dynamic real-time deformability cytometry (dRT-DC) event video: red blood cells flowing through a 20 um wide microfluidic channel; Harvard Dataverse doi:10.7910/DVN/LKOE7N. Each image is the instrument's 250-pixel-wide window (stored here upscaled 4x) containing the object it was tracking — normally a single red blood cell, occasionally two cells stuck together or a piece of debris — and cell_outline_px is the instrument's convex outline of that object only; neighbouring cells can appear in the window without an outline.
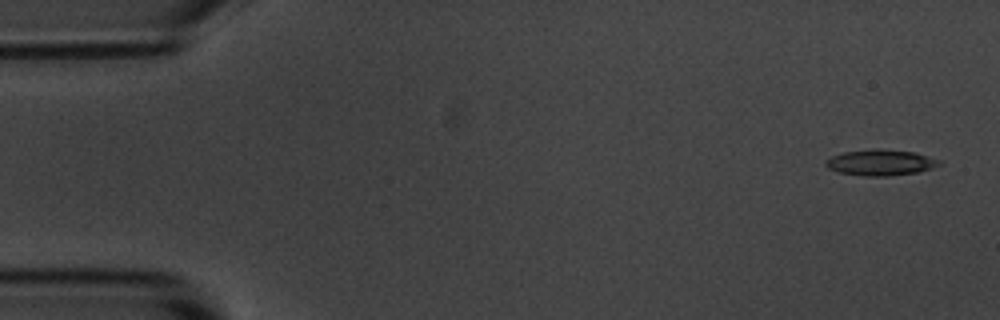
{"species": "common noctule bat (a hibernating species)", "species_latin": "Nyctalus noctula", "temperature_condition": "room temperature", "stored_images_in_passage": 6, "camera_frame_rate_fps": 3000, "um_per_image_px": 0.085, "animal": {"sex": "male", "body_mass_g": 20.1, "forearm_length_mm": 53.5}, "frame": {"image": 1, "passage_image": 1, "time_ms": 0.0, "image_size_px": [1000, 320], "cell_outline_px": [[940, 164], [932, 168], [916, 172], [888, 176], [864, 176], [840, 172], [828, 168], [824, 164], [824, 160], [832, 156], [844, 152], [880, 148], [916, 152], [940, 160]], "centroid_in_image_um": [74.83, 13.8], "position_along_channel_um": 10.2, "area_um2": 17.11}}